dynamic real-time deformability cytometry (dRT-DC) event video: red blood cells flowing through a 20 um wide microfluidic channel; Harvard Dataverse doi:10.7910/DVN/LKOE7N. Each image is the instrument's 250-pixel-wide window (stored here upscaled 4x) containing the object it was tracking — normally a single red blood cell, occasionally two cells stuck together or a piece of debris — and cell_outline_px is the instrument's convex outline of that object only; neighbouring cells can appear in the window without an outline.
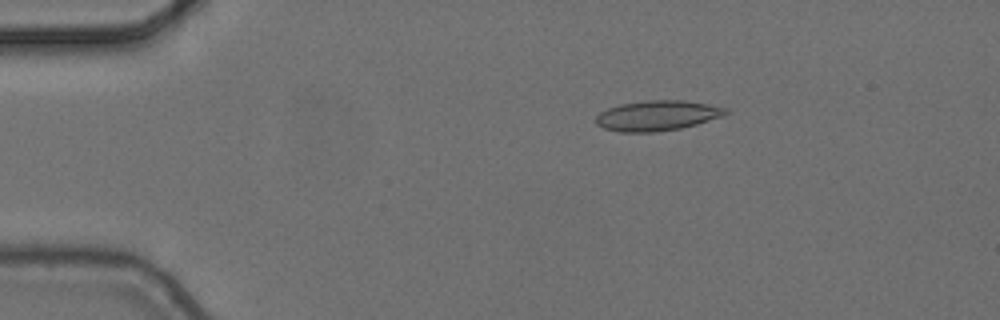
{"species": "common noctule bat (a hibernating species)", "species_latin": "Nyctalus noctula", "temperature_condition": "cold", "stored_images_in_passage": 5, "camera_frame_rate_fps": 3000, "um_per_image_px": 0.085, "animal": {"sex": "female", "body_mass_g": 24.6, "forearm_length_mm": 56.2}, "frame": {"image": 1, "passage_image": 2, "time_ms": 0.333, "image_size_px": [1000, 320], "cell_outline_px": [[728, 112], [724, 116], [696, 124], [680, 128], [656, 132], [620, 132], [604, 128], [596, 124], [596, 116], [600, 112], [608, 108], [620, 104], [648, 100], [684, 100], [708, 104], [728, 108]], "centroid_in_image_um": [55.87, 9.82], "position_along_channel_um": 29.1, "area_um2": 22.83}}